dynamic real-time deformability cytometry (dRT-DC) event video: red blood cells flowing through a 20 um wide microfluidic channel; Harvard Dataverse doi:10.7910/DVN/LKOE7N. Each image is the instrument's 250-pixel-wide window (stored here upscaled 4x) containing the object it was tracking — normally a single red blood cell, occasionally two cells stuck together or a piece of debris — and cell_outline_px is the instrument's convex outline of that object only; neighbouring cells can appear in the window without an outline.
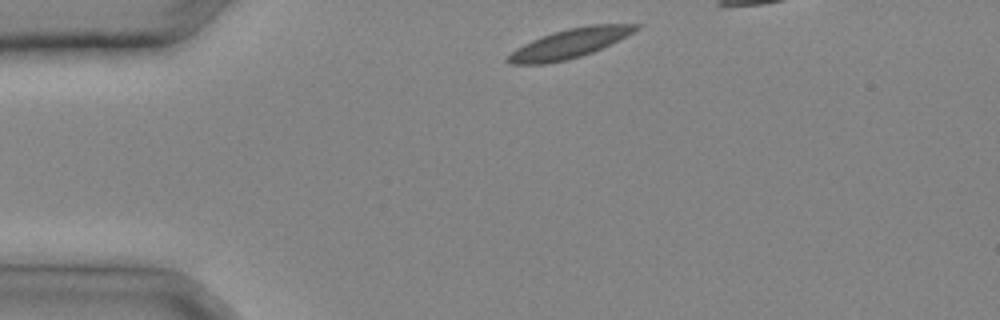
{"species": "common noctule bat (a hibernating species)", "species_latin": "Nyctalus noctula", "temperature_condition": "cold", "stored_images_in_passage": 22, "camera_frame_rate_fps": 3000, "um_per_image_px": 0.085, "animal": {"sex": "male", "body_mass_g": 20.4}, "frame": {"image": 1, "passage_image": 1, "time_ms": 0.0, "image_size_px": [1000, 320], "cell_outline_px": [[644, 24], [640, 28], [592, 52], [568, 60], [548, 64], [508, 64], [504, 60], [516, 48], [532, 40], [552, 32], [568, 28], [588, 24]], "centroid_in_image_um": [48.36, 3.7], "position_along_channel_um": 36.6, "area_um2": 21.68}}
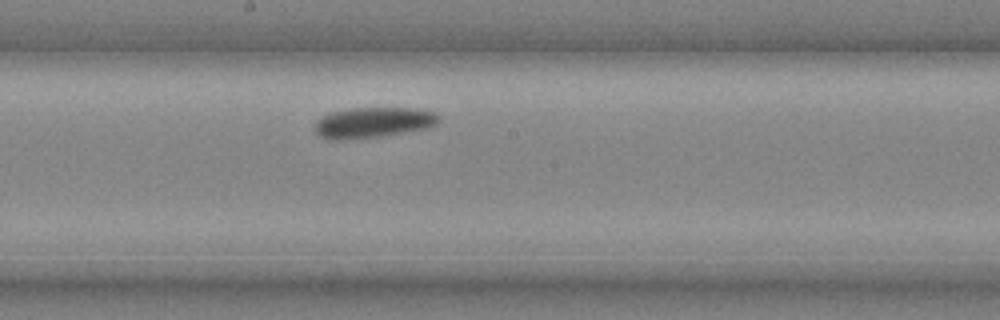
{"frame": {"image": 2, "passage_image": 12, "time_ms": 3.667, "image_size_px": [1000, 320], "cell_outline_px": [[440, 120], [432, 128], [380, 136], [340, 140], [332, 140], [320, 136], [316, 132], [316, 120], [320, 116], [332, 112], [352, 108], [412, 108], [432, 112], [440, 116]], "centroid_in_image_um": [31.74, 10.41], "position_along_channel_um": 216.5, "area_um2": 22.08}}
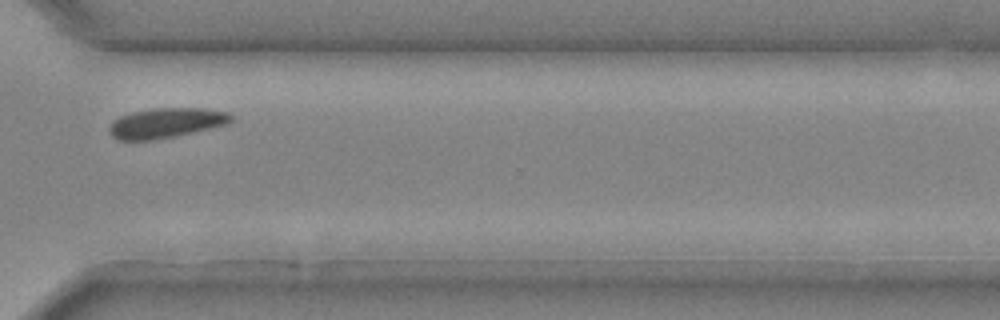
{"frame": {"image": 3, "passage_image": 19, "time_ms": 6.0, "image_size_px": [1000, 320], "cell_outline_px": [[232, 120], [228, 124], [192, 132], [152, 140], [116, 140], [108, 132], [108, 128], [120, 116], [132, 112], [152, 108], [204, 108], [228, 112], [232, 116]], "centroid_in_image_um": [14.11, 10.44], "position_along_channel_um": 356.5, "area_um2": 21.1}}